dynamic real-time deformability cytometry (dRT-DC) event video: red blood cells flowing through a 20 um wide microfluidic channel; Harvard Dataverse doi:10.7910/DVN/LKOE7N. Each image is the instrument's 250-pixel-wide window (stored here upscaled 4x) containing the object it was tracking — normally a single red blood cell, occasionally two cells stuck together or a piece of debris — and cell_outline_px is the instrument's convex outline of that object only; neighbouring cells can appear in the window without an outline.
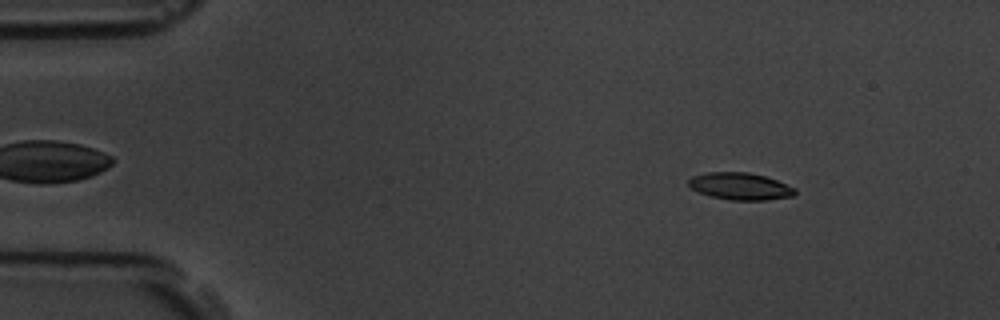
{"species": "common noctule bat (a hibernating species)", "species_latin": "Nyctalus noctula", "temperature_condition": "room temperature", "stored_images_in_passage": 56, "camera_frame_rate_fps": 3000, "um_per_image_px": 0.085, "animal": {"sex": "male", "body_mass_g": 19.5, "forearm_length_mm": 54.6}, "frame": {"image": 1, "passage_image": 7, "time_ms": 2.0, "image_size_px": [1000, 320], "cell_outline_px": [[796, 192], [792, 196], [764, 200], [728, 200], [712, 196], [700, 192], [692, 188], [688, 184], [688, 180], [692, 176], [708, 172], [748, 172], [764, 176], [776, 180], [796, 188]], "centroid_in_image_um": [62.91, 15.83], "position_along_channel_um": 22.1, "area_um2": 16.65}}
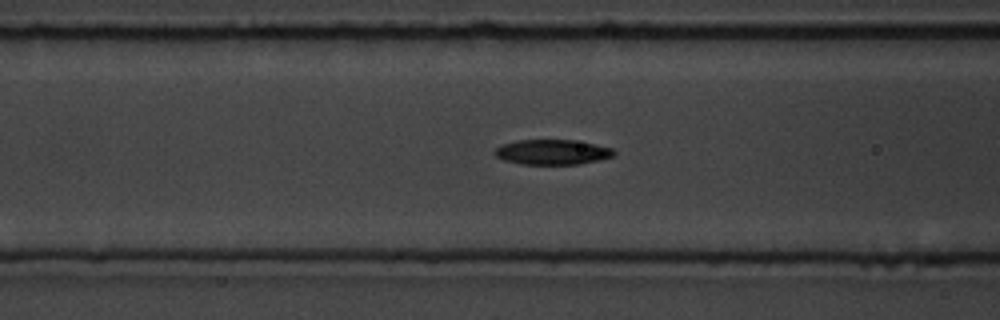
{"frame": {"image": 2, "passage_image": 22, "time_ms": 7.0, "image_size_px": [1000, 320], "cell_outline_px": [[616, 152], [612, 156], [580, 164], [520, 164], [504, 160], [496, 156], [492, 152], [496, 148], [504, 144], [516, 140], [572, 140], [612, 148]], "centroid_in_image_um": [46.9, 12.93], "position_along_channel_um": 119.7, "area_um2": 17.17}}
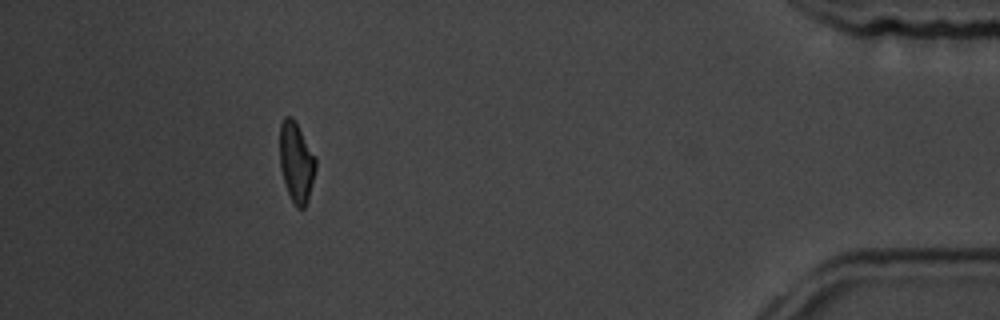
{"frame": {"image": 3, "passage_image": 51, "time_ms": 16.667, "image_size_px": [1000, 320], "cell_outline_px": [[316, 168], [308, 200], [304, 208], [296, 208], [288, 192], [280, 168], [280, 124], [284, 116], [292, 116], [316, 156]], "centroid_in_image_um": [25.19, 13.77], "position_along_channel_um": 410.0, "area_um2": 16.76}, "authors_computed_cell_mechanics": {"area_um2": 17.3689, "velocity_mm_per_s": 3.5985, "shape_relaxation_time_tau1_ms": 4.4923, "shape_relaxation_time_tau2_ms": 2.845, "deformation_change_tau1": 0.1556, "deformation_change_tau2": 0.0933}}